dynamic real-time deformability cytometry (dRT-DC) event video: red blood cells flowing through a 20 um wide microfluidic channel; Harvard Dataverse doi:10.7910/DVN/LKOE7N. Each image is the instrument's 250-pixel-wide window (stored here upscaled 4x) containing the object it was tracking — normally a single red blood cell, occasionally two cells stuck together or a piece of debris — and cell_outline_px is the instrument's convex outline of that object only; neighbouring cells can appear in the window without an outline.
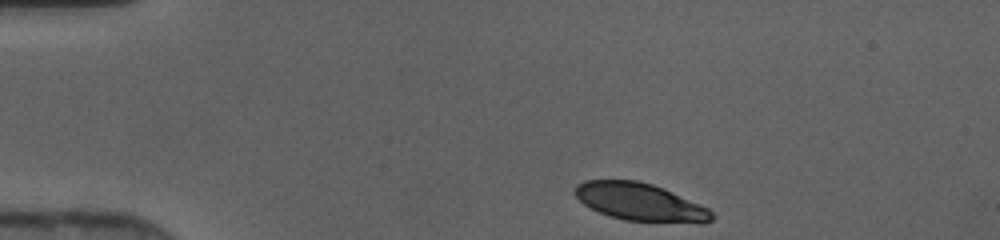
{"species": "human", "species_latin": "Homo sapiens", "temperature_condition": "cold", "stored_images_in_passage": 39, "camera_frame_rate_fps": 3000, "um_per_image_px": 0.085, "donor": {"sex": "female"}, "frame": {"image": 1, "passage_image": 1, "time_ms": 0.0, "image_size_px": [1000, 240], "cell_outline_px": [[716, 216], [712, 220], [704, 224], [700, 224], [624, 220], [608, 216], [584, 204], [572, 192], [576, 184], [584, 180], [636, 180], [652, 184], [664, 188], [708, 208]], "centroid_in_image_um": [54.43, 17.18], "position_along_channel_um": 30.6, "area_um2": 30.35}}
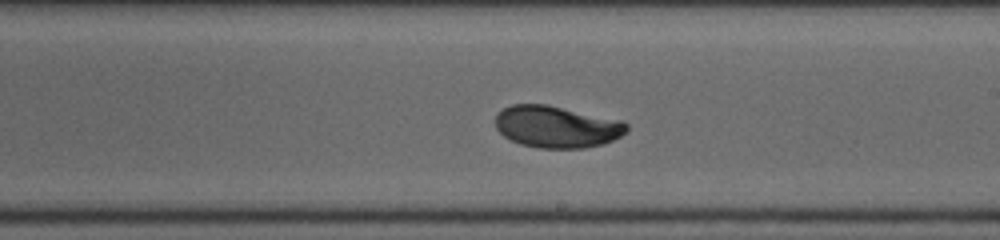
{"frame": {"image": 2, "passage_image": 20, "time_ms": 6.333, "image_size_px": [1000, 240], "cell_outline_px": [[628, 132], [604, 144], [584, 148], [540, 148], [520, 144], [504, 136], [496, 128], [496, 112], [512, 104], [544, 104], [624, 120], [628, 124]], "centroid_in_image_um": [47.34, 10.77], "position_along_channel_um": 241.7, "area_um2": 32.19}}
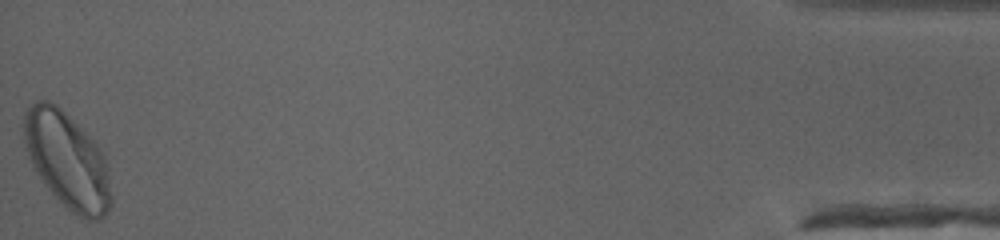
{"frame": {"image": 3, "passage_image": 39, "time_ms": 12.667, "image_size_px": [1000, 240], "cell_outline_px": [[112, 204], [108, 212], [100, 220], [88, 220], [72, 212], [48, 188], [36, 172], [32, 164], [24, 144], [24, 112], [36, 100], [48, 100], [56, 104], [104, 152], [108, 168], [112, 196]], "centroid_in_image_um": [5.74, 13.65], "position_along_channel_um": 429.5, "area_um2": 48.55}}